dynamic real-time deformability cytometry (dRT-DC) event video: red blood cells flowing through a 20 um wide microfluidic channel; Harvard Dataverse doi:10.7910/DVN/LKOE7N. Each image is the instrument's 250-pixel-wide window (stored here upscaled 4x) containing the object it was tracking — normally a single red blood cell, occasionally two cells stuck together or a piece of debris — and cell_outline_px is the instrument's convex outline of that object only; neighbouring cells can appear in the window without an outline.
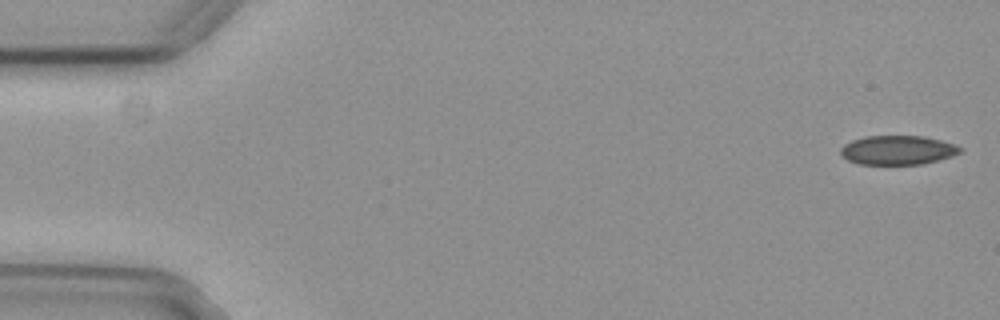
{"species": "common noctule bat (a hibernating species)", "species_latin": "Nyctalus noctula", "temperature_condition": "cold", "stored_images_in_passage": 50, "camera_frame_rate_fps": 3000, "um_per_image_px": 0.085, "animal": {"sex": "female", "body_mass_g": 29.2, "forearm_length_mm": 56.3}, "frame": {"image": 1, "passage_image": 2, "time_ms": 0.333, "image_size_px": [1000, 320], "cell_outline_px": [[964, 148], [960, 152], [952, 156], [920, 164], [860, 164], [848, 160], [840, 152], [840, 148], [844, 144], [852, 140], [864, 136], [924, 136], [940, 140]], "centroid_in_image_um": [76.28, 12.75], "position_along_channel_um": 8.7, "area_um2": 20.11}}
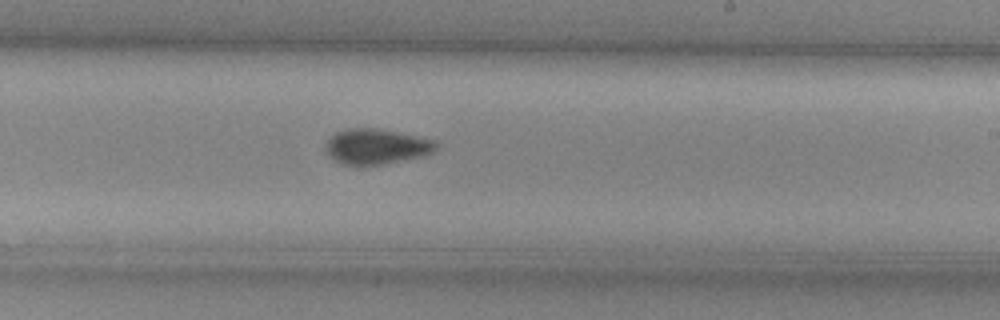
{"frame": {"image": 2, "passage_image": 33, "time_ms": 10.667, "image_size_px": [1000, 320], "cell_outline_px": [[440, 144], [432, 152], [424, 156], [384, 164], [360, 168], [356, 168], [344, 164], [336, 160], [324, 148], [324, 144], [336, 132], [348, 128], [376, 128], [436, 140]], "centroid_in_image_um": [31.99, 12.48], "position_along_channel_um": 257.0, "area_um2": 23.12}}
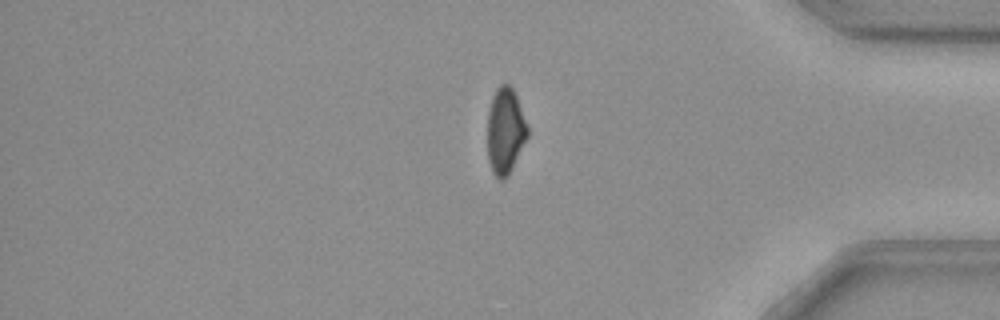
{"frame": {"image": 3, "passage_image": 46, "time_ms": 15.0, "image_size_px": [1000, 320], "cell_outline_px": [[528, 136], [508, 176], [504, 180], [500, 180], [492, 172], [488, 160], [488, 112], [496, 88], [500, 84], [508, 84], [512, 88], [516, 96], [528, 128]], "centroid_in_image_um": [42.94, 11.16], "position_along_channel_um": 392.3, "area_um2": 19.88}}